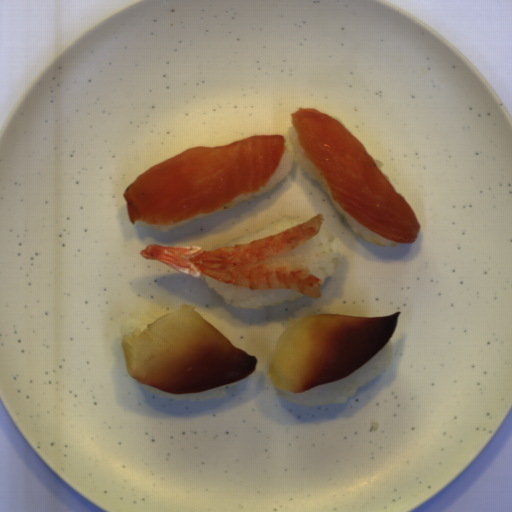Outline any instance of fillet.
<instances>
[{"mask_svg": "<svg viewBox=\"0 0 512 512\" xmlns=\"http://www.w3.org/2000/svg\"><path fill=\"white\" fill-rule=\"evenodd\" d=\"M285 144L281 134L249 136L225 146L188 147L152 165L122 193L131 224L177 223L265 188Z\"/></svg>", "mask_w": 512, "mask_h": 512, "instance_id": "obj_1", "label": "fillet"}, {"mask_svg": "<svg viewBox=\"0 0 512 512\" xmlns=\"http://www.w3.org/2000/svg\"><path fill=\"white\" fill-rule=\"evenodd\" d=\"M130 377L166 393H194L253 374L258 360L183 304L121 340Z\"/></svg>", "mask_w": 512, "mask_h": 512, "instance_id": "obj_2", "label": "fillet"}, {"mask_svg": "<svg viewBox=\"0 0 512 512\" xmlns=\"http://www.w3.org/2000/svg\"><path fill=\"white\" fill-rule=\"evenodd\" d=\"M291 122L297 141L345 212L381 237L414 243L418 218L344 124L310 107L292 113Z\"/></svg>", "mask_w": 512, "mask_h": 512, "instance_id": "obj_3", "label": "fillet"}, {"mask_svg": "<svg viewBox=\"0 0 512 512\" xmlns=\"http://www.w3.org/2000/svg\"><path fill=\"white\" fill-rule=\"evenodd\" d=\"M400 312L383 317L290 316L266 373L273 387L303 393L360 368L393 336Z\"/></svg>", "mask_w": 512, "mask_h": 512, "instance_id": "obj_4", "label": "fillet"}]
</instances>
